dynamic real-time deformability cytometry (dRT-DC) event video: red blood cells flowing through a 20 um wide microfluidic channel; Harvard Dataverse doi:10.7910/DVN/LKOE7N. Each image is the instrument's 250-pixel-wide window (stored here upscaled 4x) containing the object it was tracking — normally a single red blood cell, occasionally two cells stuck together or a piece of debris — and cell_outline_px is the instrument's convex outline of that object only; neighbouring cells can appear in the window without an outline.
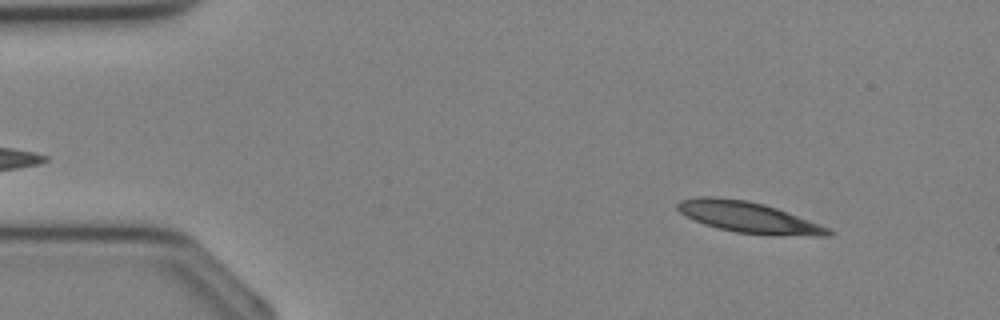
{"species": "Egyptian fruit bat (a non-hibernating species)", "species_latin": "Rousettus aegyptiacus", "temperature_condition": "cold", "stored_images_in_passage": 34, "camera_frame_rate_fps": 3000, "um_per_image_px": 0.085, "animal": {"sex": "female"}, "frame": {"image": 1, "passage_image": 3, "time_ms": 0.667, "image_size_px": [1000, 320], "cell_outline_px": [[836, 232], [832, 236], [772, 236], [736, 232], [704, 224], [680, 212], [676, 208], [676, 204], [680, 200], [696, 196], [712, 196], [748, 200], [764, 204], [776, 208], [820, 224]], "centroid_in_image_um": [63.66, 18.48], "position_along_channel_um": 21.3, "area_um2": 27.4}}
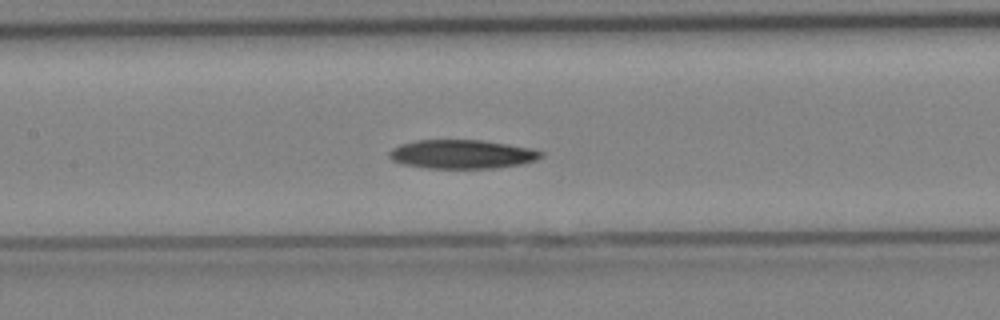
{"frame": {"image": 2, "passage_image": 15, "time_ms": 4.667, "image_size_px": [1000, 320], "cell_outline_px": [[544, 156], [536, 160], [520, 164], [496, 168], [428, 168], [400, 164], [392, 160], [388, 156], [388, 152], [392, 148], [400, 144], [416, 140], [484, 140], [532, 148], [544, 152]], "centroid_in_image_um": [39.26, 13.1], "position_along_channel_um": 168.1, "area_um2": 25.78}}
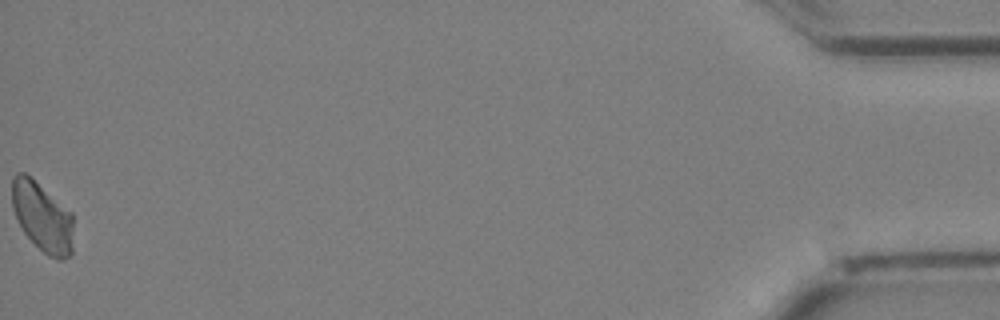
{"frame": {"image": 3, "passage_image": 34, "time_ms": 11.0, "image_size_px": [1000, 320], "cell_outline_px": [[72, 252], [64, 260], [56, 260], [48, 256], [24, 232], [12, 208], [12, 176], [16, 172], [24, 172], [32, 176], [72, 212]], "centroid_in_image_um": [3.6, 18.39], "position_along_channel_um": 431.6, "area_um2": 25.03}}